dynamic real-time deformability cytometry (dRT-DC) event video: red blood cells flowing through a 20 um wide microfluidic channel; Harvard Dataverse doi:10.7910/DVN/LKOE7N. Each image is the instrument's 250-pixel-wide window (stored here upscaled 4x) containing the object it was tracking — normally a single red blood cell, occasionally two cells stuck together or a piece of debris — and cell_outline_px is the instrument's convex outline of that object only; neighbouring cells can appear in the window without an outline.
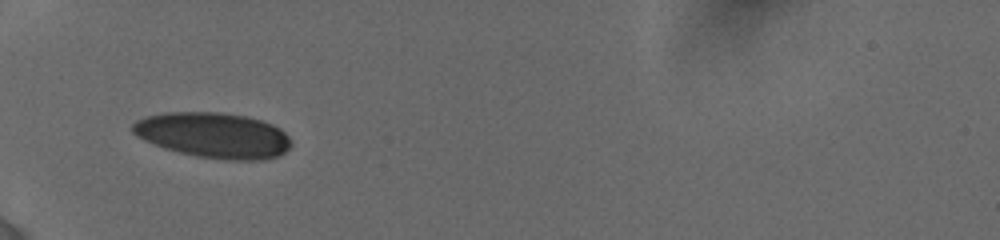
{"species": "human", "species_latin": "Homo sapiens", "temperature_condition": "cold", "stored_images_in_passage": 7, "camera_frame_rate_fps": 3000, "um_per_image_px": 0.085, "donor": {"sex": "female"}, "frame": {"image": 1, "passage_image": 1, "time_ms": 0.0, "image_size_px": [1000, 240], "cell_outline_px": [[292, 144], [280, 156], [260, 160], [228, 160], [196, 156], [164, 148], [152, 144], [136, 136], [132, 132], [132, 124], [136, 120], [144, 116], [164, 112], [220, 112], [248, 116], [272, 124], [280, 128], [288, 136]], "centroid_in_image_um": [18.13, 11.49], "position_along_channel_um": 66.9, "area_um2": 42.25}}
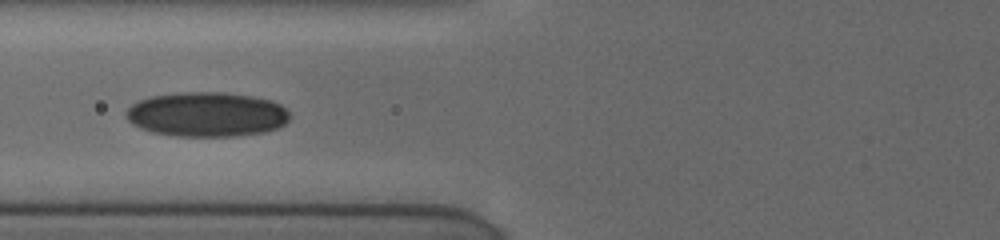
{"frame": {"image": 2, "passage_image": 6, "time_ms": 1.333, "image_size_px": [1000, 240], "cell_outline_px": [[292, 116], [284, 124], [276, 128], [264, 132], [236, 136], [176, 136], [152, 132], [140, 128], [132, 124], [124, 116], [124, 112], [132, 104], [140, 100], [152, 96], [180, 92], [224, 92], [252, 96], [272, 100], [280, 104]], "centroid_in_image_um": [17.56, 9.72], "position_along_channel_um": 108.2, "area_um2": 42.77}}